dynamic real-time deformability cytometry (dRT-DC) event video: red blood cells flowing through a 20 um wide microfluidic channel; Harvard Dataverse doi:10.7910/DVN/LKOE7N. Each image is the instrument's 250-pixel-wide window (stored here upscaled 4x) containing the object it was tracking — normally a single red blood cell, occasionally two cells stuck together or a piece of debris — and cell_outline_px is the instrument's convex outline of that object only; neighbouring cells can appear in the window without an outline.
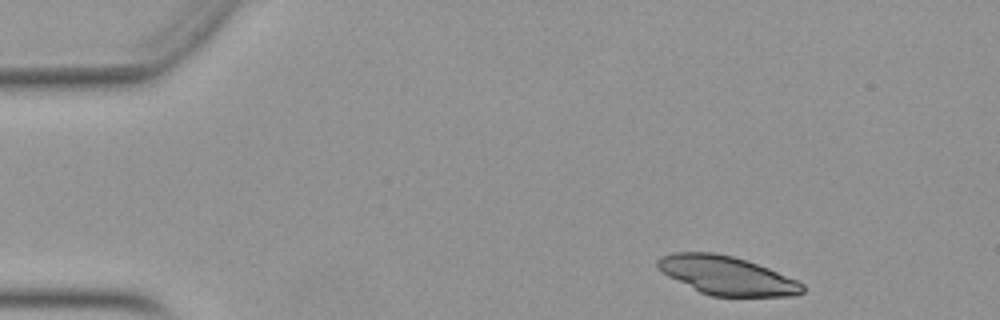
{"species": "Egyptian fruit bat (a non-hibernating species)", "species_latin": "Rousettus aegyptiacus", "temperature_condition": "warm", "stored_images_in_passage": 43, "camera_frame_rate_fps": 3000, "um_per_image_px": 0.085, "animal": {"sex": "female"}, "frame": {"image": 1, "passage_image": 2, "time_ms": 0.333, "image_size_px": [1000, 320], "cell_outline_px": [[804, 292], [792, 296], [712, 296], [700, 292], [668, 276], [656, 264], [656, 260], [660, 256], [676, 252], [716, 252], [732, 256], [768, 268], [796, 280], [804, 284]], "centroid_in_image_um": [61.77, 23.41], "position_along_channel_um": 23.2, "area_um2": 32.25}}